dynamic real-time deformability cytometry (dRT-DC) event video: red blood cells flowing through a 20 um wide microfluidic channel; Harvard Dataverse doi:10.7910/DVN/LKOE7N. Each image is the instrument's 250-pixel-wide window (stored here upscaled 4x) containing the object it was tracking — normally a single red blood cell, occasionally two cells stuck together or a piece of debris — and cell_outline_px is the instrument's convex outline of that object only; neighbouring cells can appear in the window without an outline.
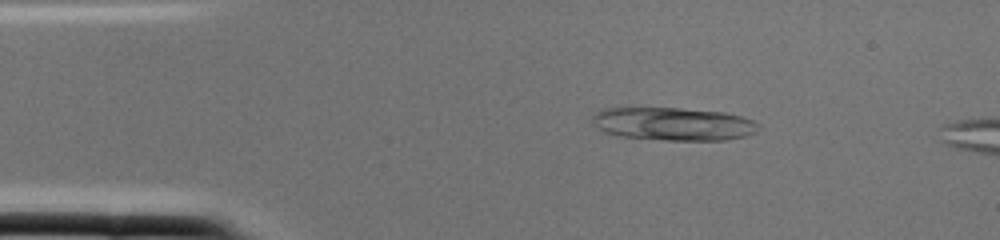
{"species": "common noctule bat (a hibernating species)", "species_latin": "Nyctalus noctula", "temperature_condition": "cold", "stored_images_in_passage": 3, "camera_frame_rate_fps": 3000, "um_per_image_px": 0.085, "animal": {"sex": "female", "body_mass_g": 22.0, "forearm_length_mm": 56.7}, "frame": {"image": 1, "passage_image": 1, "time_ms": 0.0, "image_size_px": [1000, 240], "cell_outline_px": [[760, 128], [756, 132], [744, 136], [728, 140], [664, 140], [616, 136], [604, 132], [596, 128], [592, 120], [592, 112], [600, 108], [680, 108], [724, 112], [740, 116], [752, 120], [760, 124]], "centroid_in_image_um": [57.18, 10.53], "position_along_channel_um": 27.8, "area_um2": 32.43}}